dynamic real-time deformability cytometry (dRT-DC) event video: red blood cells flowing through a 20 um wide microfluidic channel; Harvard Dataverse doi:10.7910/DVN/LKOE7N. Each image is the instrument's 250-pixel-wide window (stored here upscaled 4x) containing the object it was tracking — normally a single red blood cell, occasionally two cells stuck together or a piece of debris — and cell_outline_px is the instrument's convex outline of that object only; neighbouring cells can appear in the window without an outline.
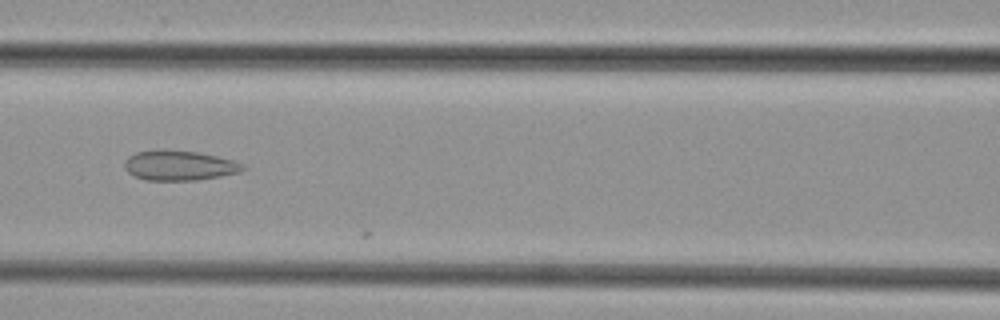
{"species": "common noctule bat (a hibernating species)", "species_latin": "Nyctalus noctula", "temperature_condition": "cold", "stored_images_in_passage": 19, "camera_frame_rate_fps": 3000, "um_per_image_px": 0.085, "animal": {"sex": "female", "body_mass_g": 29.2, "forearm_length_mm": 56.3}, "frame": {"image": 1, "passage_image": 18, "time_ms": 5.667, "image_size_px": [1000, 320], "cell_outline_px": [[244, 168], [240, 172], [220, 176], [196, 180], [144, 180], [128, 172], [124, 168], [124, 160], [128, 156], [136, 152], [160, 148], [164, 148], [200, 152], [232, 160], [244, 164]], "centroid_in_image_um": [15.19, 14.04], "position_along_channel_um": 151.4, "area_um2": 20.92}}